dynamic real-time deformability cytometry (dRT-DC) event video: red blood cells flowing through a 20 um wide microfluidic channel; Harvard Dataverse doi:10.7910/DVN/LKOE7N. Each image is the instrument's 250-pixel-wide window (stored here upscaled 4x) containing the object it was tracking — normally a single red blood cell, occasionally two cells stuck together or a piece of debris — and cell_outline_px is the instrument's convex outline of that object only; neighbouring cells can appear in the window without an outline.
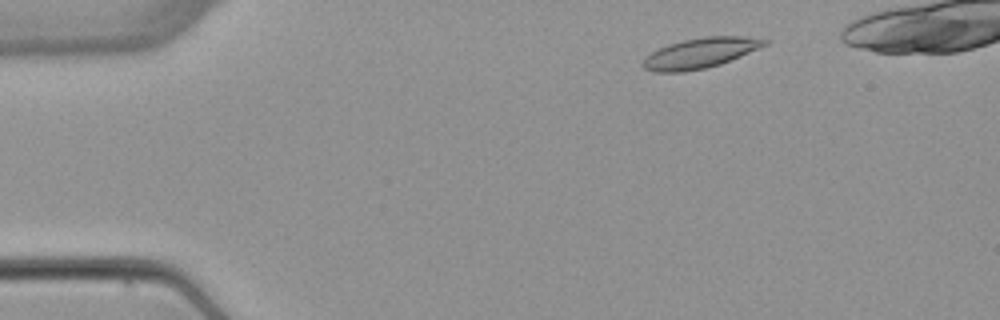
{"species": "common noctule bat (a hibernating species)", "species_latin": "Nyctalus noctula", "temperature_condition": "warm", "stored_images_in_passage": 4, "camera_frame_rate_fps": 3000, "um_per_image_px": 0.085, "animal": {"sex": "female", "body_mass_g": 22.7, "forearm_length_mm": 54.2}, "frame": {"image": 1, "passage_image": 2, "time_ms": 1.0, "image_size_px": [1000, 320], "cell_outline_px": [[768, 44], [740, 56], [720, 64], [704, 68], [684, 72], [652, 72], [644, 68], [644, 56], [668, 44], [684, 40], [704, 36], [740, 36], [768, 40]], "centroid_in_image_um": [59.5, 4.51], "position_along_channel_um": 25.5, "area_um2": 21.15}}